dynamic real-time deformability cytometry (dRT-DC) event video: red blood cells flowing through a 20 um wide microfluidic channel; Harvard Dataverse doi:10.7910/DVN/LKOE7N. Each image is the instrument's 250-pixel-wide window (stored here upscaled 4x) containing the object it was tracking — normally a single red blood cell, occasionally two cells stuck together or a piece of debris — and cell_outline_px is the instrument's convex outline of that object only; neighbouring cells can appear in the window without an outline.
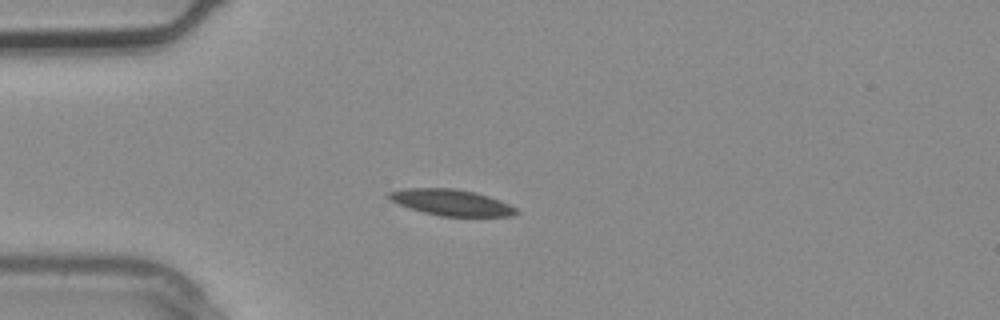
{"species": "common noctule bat (a hibernating species)", "species_latin": "Nyctalus noctula", "temperature_condition": "warm", "stored_images_in_passage": 2, "camera_frame_rate_fps": 3000, "um_per_image_px": 0.085, "animal": {"sex": "male", "body_mass_g": 20.4}, "frame": {"image": 1, "passage_image": 2, "time_ms": 0.333, "image_size_px": [1000, 320], "cell_outline_px": [[520, 212], [512, 216], [440, 216], [408, 208], [384, 196], [388, 192], [404, 188], [456, 188], [476, 192], [500, 200], [516, 208]], "centroid_in_image_um": [38.35, 17.2], "position_along_channel_um": 46.7, "area_um2": 19.48}}